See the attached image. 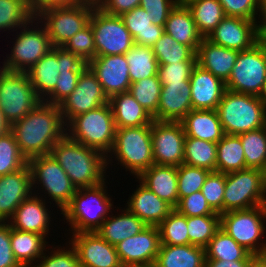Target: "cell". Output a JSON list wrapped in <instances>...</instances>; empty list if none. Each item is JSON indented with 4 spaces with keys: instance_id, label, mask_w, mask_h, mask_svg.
Listing matches in <instances>:
<instances>
[{
    "instance_id": "obj_1",
    "label": "cell",
    "mask_w": 266,
    "mask_h": 267,
    "mask_svg": "<svg viewBox=\"0 0 266 267\" xmlns=\"http://www.w3.org/2000/svg\"><path fill=\"white\" fill-rule=\"evenodd\" d=\"M59 105L41 101L31 112L10 125V131L27 160L51 153L66 134Z\"/></svg>"
},
{
    "instance_id": "obj_2",
    "label": "cell",
    "mask_w": 266,
    "mask_h": 267,
    "mask_svg": "<svg viewBox=\"0 0 266 267\" xmlns=\"http://www.w3.org/2000/svg\"><path fill=\"white\" fill-rule=\"evenodd\" d=\"M50 154L67 173L76 189L96 186L106 180V156L72 140L66 134L53 146Z\"/></svg>"
},
{
    "instance_id": "obj_3",
    "label": "cell",
    "mask_w": 266,
    "mask_h": 267,
    "mask_svg": "<svg viewBox=\"0 0 266 267\" xmlns=\"http://www.w3.org/2000/svg\"><path fill=\"white\" fill-rule=\"evenodd\" d=\"M105 183L77 189L71 202L62 210L72 233L96 232L109 212L112 213V199L107 195Z\"/></svg>"
},
{
    "instance_id": "obj_4",
    "label": "cell",
    "mask_w": 266,
    "mask_h": 267,
    "mask_svg": "<svg viewBox=\"0 0 266 267\" xmlns=\"http://www.w3.org/2000/svg\"><path fill=\"white\" fill-rule=\"evenodd\" d=\"M216 110L224 134L239 135L266 126V105L255 95L226 89Z\"/></svg>"
},
{
    "instance_id": "obj_5",
    "label": "cell",
    "mask_w": 266,
    "mask_h": 267,
    "mask_svg": "<svg viewBox=\"0 0 266 267\" xmlns=\"http://www.w3.org/2000/svg\"><path fill=\"white\" fill-rule=\"evenodd\" d=\"M151 131L152 125L116 129L114 144L106 156V160H108L106 164L109 166L112 161L110 157L114 155L115 159L119 161L118 165L120 163L122 167H125L124 169L138 177L155 164Z\"/></svg>"
},
{
    "instance_id": "obj_6",
    "label": "cell",
    "mask_w": 266,
    "mask_h": 267,
    "mask_svg": "<svg viewBox=\"0 0 266 267\" xmlns=\"http://www.w3.org/2000/svg\"><path fill=\"white\" fill-rule=\"evenodd\" d=\"M65 127L69 138L105 156L113 147L116 126L109 103L73 117Z\"/></svg>"
},
{
    "instance_id": "obj_7",
    "label": "cell",
    "mask_w": 266,
    "mask_h": 267,
    "mask_svg": "<svg viewBox=\"0 0 266 267\" xmlns=\"http://www.w3.org/2000/svg\"><path fill=\"white\" fill-rule=\"evenodd\" d=\"M266 205L220 214V228L253 255L266 254ZM262 240V243L260 242ZM260 243V244H259Z\"/></svg>"
},
{
    "instance_id": "obj_8",
    "label": "cell",
    "mask_w": 266,
    "mask_h": 267,
    "mask_svg": "<svg viewBox=\"0 0 266 267\" xmlns=\"http://www.w3.org/2000/svg\"><path fill=\"white\" fill-rule=\"evenodd\" d=\"M41 101L26 72L0 69V109L9 125L23 118Z\"/></svg>"
},
{
    "instance_id": "obj_9",
    "label": "cell",
    "mask_w": 266,
    "mask_h": 267,
    "mask_svg": "<svg viewBox=\"0 0 266 267\" xmlns=\"http://www.w3.org/2000/svg\"><path fill=\"white\" fill-rule=\"evenodd\" d=\"M265 205L264 171L255 168L226 174L223 213Z\"/></svg>"
},
{
    "instance_id": "obj_10",
    "label": "cell",
    "mask_w": 266,
    "mask_h": 267,
    "mask_svg": "<svg viewBox=\"0 0 266 267\" xmlns=\"http://www.w3.org/2000/svg\"><path fill=\"white\" fill-rule=\"evenodd\" d=\"M95 0H85L77 7L51 8L41 12L36 21L46 28L52 47H63L78 31L89 23Z\"/></svg>"
},
{
    "instance_id": "obj_11",
    "label": "cell",
    "mask_w": 266,
    "mask_h": 267,
    "mask_svg": "<svg viewBox=\"0 0 266 267\" xmlns=\"http://www.w3.org/2000/svg\"><path fill=\"white\" fill-rule=\"evenodd\" d=\"M28 165L32 174V188L36 189L42 184L41 189L44 188V193L62 212L77 191L67 173L51 154L33 157L28 160Z\"/></svg>"
},
{
    "instance_id": "obj_12",
    "label": "cell",
    "mask_w": 266,
    "mask_h": 267,
    "mask_svg": "<svg viewBox=\"0 0 266 267\" xmlns=\"http://www.w3.org/2000/svg\"><path fill=\"white\" fill-rule=\"evenodd\" d=\"M35 21L36 18L21 28L22 30L18 33L19 35L17 34L16 40L13 41L11 54L6 56L7 58L3 62L2 69L27 72L52 49L46 28L42 24L38 27V22L35 23ZM33 23L37 26H34ZM30 26L32 28H29Z\"/></svg>"
},
{
    "instance_id": "obj_13",
    "label": "cell",
    "mask_w": 266,
    "mask_h": 267,
    "mask_svg": "<svg viewBox=\"0 0 266 267\" xmlns=\"http://www.w3.org/2000/svg\"><path fill=\"white\" fill-rule=\"evenodd\" d=\"M266 81V49L256 43L251 49L240 51L226 89L257 96Z\"/></svg>"
},
{
    "instance_id": "obj_14",
    "label": "cell",
    "mask_w": 266,
    "mask_h": 267,
    "mask_svg": "<svg viewBox=\"0 0 266 267\" xmlns=\"http://www.w3.org/2000/svg\"><path fill=\"white\" fill-rule=\"evenodd\" d=\"M91 24L96 56L125 54L133 45V37L120 16L104 13L95 7L91 13Z\"/></svg>"
},
{
    "instance_id": "obj_15",
    "label": "cell",
    "mask_w": 266,
    "mask_h": 267,
    "mask_svg": "<svg viewBox=\"0 0 266 267\" xmlns=\"http://www.w3.org/2000/svg\"><path fill=\"white\" fill-rule=\"evenodd\" d=\"M100 82L87 65L80 74L75 90L59 104L65 125L75 116L108 103Z\"/></svg>"
},
{
    "instance_id": "obj_16",
    "label": "cell",
    "mask_w": 266,
    "mask_h": 267,
    "mask_svg": "<svg viewBox=\"0 0 266 267\" xmlns=\"http://www.w3.org/2000/svg\"><path fill=\"white\" fill-rule=\"evenodd\" d=\"M185 132L181 122H152L153 158L156 165L180 166L184 161Z\"/></svg>"
},
{
    "instance_id": "obj_17",
    "label": "cell",
    "mask_w": 266,
    "mask_h": 267,
    "mask_svg": "<svg viewBox=\"0 0 266 267\" xmlns=\"http://www.w3.org/2000/svg\"><path fill=\"white\" fill-rule=\"evenodd\" d=\"M72 234L68 243L75 248L81 267H123L116 246L104 240L97 232Z\"/></svg>"
},
{
    "instance_id": "obj_18",
    "label": "cell",
    "mask_w": 266,
    "mask_h": 267,
    "mask_svg": "<svg viewBox=\"0 0 266 267\" xmlns=\"http://www.w3.org/2000/svg\"><path fill=\"white\" fill-rule=\"evenodd\" d=\"M158 226H147L137 235L116 245L119 261L123 267L155 263L160 248Z\"/></svg>"
},
{
    "instance_id": "obj_19",
    "label": "cell",
    "mask_w": 266,
    "mask_h": 267,
    "mask_svg": "<svg viewBox=\"0 0 266 267\" xmlns=\"http://www.w3.org/2000/svg\"><path fill=\"white\" fill-rule=\"evenodd\" d=\"M207 39L219 46L239 52L251 49L257 43V22L225 16Z\"/></svg>"
},
{
    "instance_id": "obj_20",
    "label": "cell",
    "mask_w": 266,
    "mask_h": 267,
    "mask_svg": "<svg viewBox=\"0 0 266 267\" xmlns=\"http://www.w3.org/2000/svg\"><path fill=\"white\" fill-rule=\"evenodd\" d=\"M87 65L95 73L108 99L129 91L131 81L125 54L96 56Z\"/></svg>"
},
{
    "instance_id": "obj_21",
    "label": "cell",
    "mask_w": 266,
    "mask_h": 267,
    "mask_svg": "<svg viewBox=\"0 0 266 267\" xmlns=\"http://www.w3.org/2000/svg\"><path fill=\"white\" fill-rule=\"evenodd\" d=\"M32 174L29 165L0 176V222H7L17 207L32 195Z\"/></svg>"
},
{
    "instance_id": "obj_22",
    "label": "cell",
    "mask_w": 266,
    "mask_h": 267,
    "mask_svg": "<svg viewBox=\"0 0 266 267\" xmlns=\"http://www.w3.org/2000/svg\"><path fill=\"white\" fill-rule=\"evenodd\" d=\"M161 84L156 121L181 122L192 110L190 81Z\"/></svg>"
},
{
    "instance_id": "obj_23",
    "label": "cell",
    "mask_w": 266,
    "mask_h": 267,
    "mask_svg": "<svg viewBox=\"0 0 266 267\" xmlns=\"http://www.w3.org/2000/svg\"><path fill=\"white\" fill-rule=\"evenodd\" d=\"M192 109L216 110L226 91L225 82L199 65L190 76Z\"/></svg>"
},
{
    "instance_id": "obj_24",
    "label": "cell",
    "mask_w": 266,
    "mask_h": 267,
    "mask_svg": "<svg viewBox=\"0 0 266 267\" xmlns=\"http://www.w3.org/2000/svg\"><path fill=\"white\" fill-rule=\"evenodd\" d=\"M34 193L26 198L15 210L9 222L11 228L34 232L48 237L50 219L45 199Z\"/></svg>"
},
{
    "instance_id": "obj_25",
    "label": "cell",
    "mask_w": 266,
    "mask_h": 267,
    "mask_svg": "<svg viewBox=\"0 0 266 267\" xmlns=\"http://www.w3.org/2000/svg\"><path fill=\"white\" fill-rule=\"evenodd\" d=\"M139 183V187L127 201L126 209L140 218L147 226H158L173 208L140 181Z\"/></svg>"
},
{
    "instance_id": "obj_26",
    "label": "cell",
    "mask_w": 266,
    "mask_h": 267,
    "mask_svg": "<svg viewBox=\"0 0 266 267\" xmlns=\"http://www.w3.org/2000/svg\"><path fill=\"white\" fill-rule=\"evenodd\" d=\"M239 51L219 46L207 38L202 41L196 52L197 65L226 82L232 72Z\"/></svg>"
},
{
    "instance_id": "obj_27",
    "label": "cell",
    "mask_w": 266,
    "mask_h": 267,
    "mask_svg": "<svg viewBox=\"0 0 266 267\" xmlns=\"http://www.w3.org/2000/svg\"><path fill=\"white\" fill-rule=\"evenodd\" d=\"M137 179L173 209L176 208L179 202L176 166L154 164Z\"/></svg>"
},
{
    "instance_id": "obj_28",
    "label": "cell",
    "mask_w": 266,
    "mask_h": 267,
    "mask_svg": "<svg viewBox=\"0 0 266 267\" xmlns=\"http://www.w3.org/2000/svg\"><path fill=\"white\" fill-rule=\"evenodd\" d=\"M61 71V47H52L26 73L37 96L43 101L56 86Z\"/></svg>"
},
{
    "instance_id": "obj_29",
    "label": "cell",
    "mask_w": 266,
    "mask_h": 267,
    "mask_svg": "<svg viewBox=\"0 0 266 267\" xmlns=\"http://www.w3.org/2000/svg\"><path fill=\"white\" fill-rule=\"evenodd\" d=\"M164 32L177 42L189 46L195 53L203 38L197 31L190 9L181 2H178L170 11L164 25Z\"/></svg>"
},
{
    "instance_id": "obj_30",
    "label": "cell",
    "mask_w": 266,
    "mask_h": 267,
    "mask_svg": "<svg viewBox=\"0 0 266 267\" xmlns=\"http://www.w3.org/2000/svg\"><path fill=\"white\" fill-rule=\"evenodd\" d=\"M181 123L186 138L218 143L225 135L217 110L192 109Z\"/></svg>"
},
{
    "instance_id": "obj_31",
    "label": "cell",
    "mask_w": 266,
    "mask_h": 267,
    "mask_svg": "<svg viewBox=\"0 0 266 267\" xmlns=\"http://www.w3.org/2000/svg\"><path fill=\"white\" fill-rule=\"evenodd\" d=\"M108 103L111 107L116 129L152 125L153 117L129 92L113 95Z\"/></svg>"
},
{
    "instance_id": "obj_32",
    "label": "cell",
    "mask_w": 266,
    "mask_h": 267,
    "mask_svg": "<svg viewBox=\"0 0 266 267\" xmlns=\"http://www.w3.org/2000/svg\"><path fill=\"white\" fill-rule=\"evenodd\" d=\"M109 217V218H108ZM96 231L104 240L116 246L121 241L137 235L147 225L126 208L117 216L109 215Z\"/></svg>"
},
{
    "instance_id": "obj_33",
    "label": "cell",
    "mask_w": 266,
    "mask_h": 267,
    "mask_svg": "<svg viewBox=\"0 0 266 267\" xmlns=\"http://www.w3.org/2000/svg\"><path fill=\"white\" fill-rule=\"evenodd\" d=\"M120 17L131 33L134 44L152 48L164 34V26L153 24L150 16L141 6L123 13Z\"/></svg>"
},
{
    "instance_id": "obj_34",
    "label": "cell",
    "mask_w": 266,
    "mask_h": 267,
    "mask_svg": "<svg viewBox=\"0 0 266 267\" xmlns=\"http://www.w3.org/2000/svg\"><path fill=\"white\" fill-rule=\"evenodd\" d=\"M205 248L196 245H160L157 267H205Z\"/></svg>"
},
{
    "instance_id": "obj_35",
    "label": "cell",
    "mask_w": 266,
    "mask_h": 267,
    "mask_svg": "<svg viewBox=\"0 0 266 267\" xmlns=\"http://www.w3.org/2000/svg\"><path fill=\"white\" fill-rule=\"evenodd\" d=\"M45 238L41 234L20 231L10 226L11 248L17 262L22 267H33L32 263L37 262L44 251L46 253L48 242Z\"/></svg>"
},
{
    "instance_id": "obj_36",
    "label": "cell",
    "mask_w": 266,
    "mask_h": 267,
    "mask_svg": "<svg viewBox=\"0 0 266 267\" xmlns=\"http://www.w3.org/2000/svg\"><path fill=\"white\" fill-rule=\"evenodd\" d=\"M190 9L196 24L197 31L203 38L209 34L225 17L219 0H191L179 1Z\"/></svg>"
},
{
    "instance_id": "obj_37",
    "label": "cell",
    "mask_w": 266,
    "mask_h": 267,
    "mask_svg": "<svg viewBox=\"0 0 266 267\" xmlns=\"http://www.w3.org/2000/svg\"><path fill=\"white\" fill-rule=\"evenodd\" d=\"M239 135L225 134L217 143L216 171L224 174L246 169Z\"/></svg>"
},
{
    "instance_id": "obj_38",
    "label": "cell",
    "mask_w": 266,
    "mask_h": 267,
    "mask_svg": "<svg viewBox=\"0 0 266 267\" xmlns=\"http://www.w3.org/2000/svg\"><path fill=\"white\" fill-rule=\"evenodd\" d=\"M206 259L220 261L250 260L253 256L229 234L219 228L205 247Z\"/></svg>"
},
{
    "instance_id": "obj_39",
    "label": "cell",
    "mask_w": 266,
    "mask_h": 267,
    "mask_svg": "<svg viewBox=\"0 0 266 267\" xmlns=\"http://www.w3.org/2000/svg\"><path fill=\"white\" fill-rule=\"evenodd\" d=\"M125 57L131 83L157 75L159 64L151 47L134 44Z\"/></svg>"
},
{
    "instance_id": "obj_40",
    "label": "cell",
    "mask_w": 266,
    "mask_h": 267,
    "mask_svg": "<svg viewBox=\"0 0 266 267\" xmlns=\"http://www.w3.org/2000/svg\"><path fill=\"white\" fill-rule=\"evenodd\" d=\"M217 143L198 138H185L183 163L210 172L216 171Z\"/></svg>"
},
{
    "instance_id": "obj_41",
    "label": "cell",
    "mask_w": 266,
    "mask_h": 267,
    "mask_svg": "<svg viewBox=\"0 0 266 267\" xmlns=\"http://www.w3.org/2000/svg\"><path fill=\"white\" fill-rule=\"evenodd\" d=\"M32 19L34 16L30 0H0V30L16 31L29 24Z\"/></svg>"
},
{
    "instance_id": "obj_42",
    "label": "cell",
    "mask_w": 266,
    "mask_h": 267,
    "mask_svg": "<svg viewBox=\"0 0 266 267\" xmlns=\"http://www.w3.org/2000/svg\"><path fill=\"white\" fill-rule=\"evenodd\" d=\"M247 168L266 170V126L239 134Z\"/></svg>"
},
{
    "instance_id": "obj_43",
    "label": "cell",
    "mask_w": 266,
    "mask_h": 267,
    "mask_svg": "<svg viewBox=\"0 0 266 267\" xmlns=\"http://www.w3.org/2000/svg\"><path fill=\"white\" fill-rule=\"evenodd\" d=\"M152 49L158 64L197 62L196 53L189 46L177 42L165 32Z\"/></svg>"
},
{
    "instance_id": "obj_44",
    "label": "cell",
    "mask_w": 266,
    "mask_h": 267,
    "mask_svg": "<svg viewBox=\"0 0 266 267\" xmlns=\"http://www.w3.org/2000/svg\"><path fill=\"white\" fill-rule=\"evenodd\" d=\"M162 84L158 76L148 77L131 83L129 93L156 121Z\"/></svg>"
},
{
    "instance_id": "obj_45",
    "label": "cell",
    "mask_w": 266,
    "mask_h": 267,
    "mask_svg": "<svg viewBox=\"0 0 266 267\" xmlns=\"http://www.w3.org/2000/svg\"><path fill=\"white\" fill-rule=\"evenodd\" d=\"M161 245H188L190 244L187 216L173 209L158 225Z\"/></svg>"
},
{
    "instance_id": "obj_46",
    "label": "cell",
    "mask_w": 266,
    "mask_h": 267,
    "mask_svg": "<svg viewBox=\"0 0 266 267\" xmlns=\"http://www.w3.org/2000/svg\"><path fill=\"white\" fill-rule=\"evenodd\" d=\"M187 227L190 244L205 248L220 228V215L187 216Z\"/></svg>"
},
{
    "instance_id": "obj_47",
    "label": "cell",
    "mask_w": 266,
    "mask_h": 267,
    "mask_svg": "<svg viewBox=\"0 0 266 267\" xmlns=\"http://www.w3.org/2000/svg\"><path fill=\"white\" fill-rule=\"evenodd\" d=\"M27 164L13 133L9 130L0 136V176L18 171Z\"/></svg>"
},
{
    "instance_id": "obj_48",
    "label": "cell",
    "mask_w": 266,
    "mask_h": 267,
    "mask_svg": "<svg viewBox=\"0 0 266 267\" xmlns=\"http://www.w3.org/2000/svg\"><path fill=\"white\" fill-rule=\"evenodd\" d=\"M209 173L210 171L206 169L192 167L184 163L178 166L177 179L179 200L182 197H187L192 193L201 191Z\"/></svg>"
},
{
    "instance_id": "obj_49",
    "label": "cell",
    "mask_w": 266,
    "mask_h": 267,
    "mask_svg": "<svg viewBox=\"0 0 266 267\" xmlns=\"http://www.w3.org/2000/svg\"><path fill=\"white\" fill-rule=\"evenodd\" d=\"M66 51L79 56L85 63H89L96 57V48L91 24L88 23L63 46Z\"/></svg>"
},
{
    "instance_id": "obj_50",
    "label": "cell",
    "mask_w": 266,
    "mask_h": 267,
    "mask_svg": "<svg viewBox=\"0 0 266 267\" xmlns=\"http://www.w3.org/2000/svg\"><path fill=\"white\" fill-rule=\"evenodd\" d=\"M226 183V174L210 172L201 188V192L211 208L219 214L223 213V196Z\"/></svg>"
},
{
    "instance_id": "obj_51",
    "label": "cell",
    "mask_w": 266,
    "mask_h": 267,
    "mask_svg": "<svg viewBox=\"0 0 266 267\" xmlns=\"http://www.w3.org/2000/svg\"><path fill=\"white\" fill-rule=\"evenodd\" d=\"M69 245V249L65 247L60 248L59 246L55 249L53 246L49 255L47 256V254L45 255L44 253L39 258V261H37L40 263L36 265L34 264L33 267H81L75 248L71 245V243H69Z\"/></svg>"
},
{
    "instance_id": "obj_52",
    "label": "cell",
    "mask_w": 266,
    "mask_h": 267,
    "mask_svg": "<svg viewBox=\"0 0 266 267\" xmlns=\"http://www.w3.org/2000/svg\"><path fill=\"white\" fill-rule=\"evenodd\" d=\"M225 16L239 17L257 22L262 0H219Z\"/></svg>"
},
{
    "instance_id": "obj_53",
    "label": "cell",
    "mask_w": 266,
    "mask_h": 267,
    "mask_svg": "<svg viewBox=\"0 0 266 267\" xmlns=\"http://www.w3.org/2000/svg\"><path fill=\"white\" fill-rule=\"evenodd\" d=\"M82 70H70L59 74L55 89L43 100L46 103L59 105L76 88Z\"/></svg>"
},
{
    "instance_id": "obj_54",
    "label": "cell",
    "mask_w": 266,
    "mask_h": 267,
    "mask_svg": "<svg viewBox=\"0 0 266 267\" xmlns=\"http://www.w3.org/2000/svg\"><path fill=\"white\" fill-rule=\"evenodd\" d=\"M180 214L193 217L205 215H220L216 213L207 203L201 191L192 193L187 197H182L175 208Z\"/></svg>"
},
{
    "instance_id": "obj_55",
    "label": "cell",
    "mask_w": 266,
    "mask_h": 267,
    "mask_svg": "<svg viewBox=\"0 0 266 267\" xmlns=\"http://www.w3.org/2000/svg\"><path fill=\"white\" fill-rule=\"evenodd\" d=\"M197 62H177L159 64L157 76L160 82H184L190 81V76Z\"/></svg>"
},
{
    "instance_id": "obj_56",
    "label": "cell",
    "mask_w": 266,
    "mask_h": 267,
    "mask_svg": "<svg viewBox=\"0 0 266 267\" xmlns=\"http://www.w3.org/2000/svg\"><path fill=\"white\" fill-rule=\"evenodd\" d=\"M179 0H140V5L146 10L153 24L164 26L170 11Z\"/></svg>"
},
{
    "instance_id": "obj_57",
    "label": "cell",
    "mask_w": 266,
    "mask_h": 267,
    "mask_svg": "<svg viewBox=\"0 0 266 267\" xmlns=\"http://www.w3.org/2000/svg\"><path fill=\"white\" fill-rule=\"evenodd\" d=\"M0 267H22L11 248L9 222H0Z\"/></svg>"
},
{
    "instance_id": "obj_58",
    "label": "cell",
    "mask_w": 266,
    "mask_h": 267,
    "mask_svg": "<svg viewBox=\"0 0 266 267\" xmlns=\"http://www.w3.org/2000/svg\"><path fill=\"white\" fill-rule=\"evenodd\" d=\"M96 7L106 14L121 16L140 5V0H95Z\"/></svg>"
},
{
    "instance_id": "obj_59",
    "label": "cell",
    "mask_w": 266,
    "mask_h": 267,
    "mask_svg": "<svg viewBox=\"0 0 266 267\" xmlns=\"http://www.w3.org/2000/svg\"><path fill=\"white\" fill-rule=\"evenodd\" d=\"M84 1L85 0H33L31 2V9L34 18H36L45 10L61 7H77Z\"/></svg>"
},
{
    "instance_id": "obj_60",
    "label": "cell",
    "mask_w": 266,
    "mask_h": 267,
    "mask_svg": "<svg viewBox=\"0 0 266 267\" xmlns=\"http://www.w3.org/2000/svg\"><path fill=\"white\" fill-rule=\"evenodd\" d=\"M87 66L79 56L72 52L66 51L61 47V71L60 73L70 70H83Z\"/></svg>"
},
{
    "instance_id": "obj_61",
    "label": "cell",
    "mask_w": 266,
    "mask_h": 267,
    "mask_svg": "<svg viewBox=\"0 0 266 267\" xmlns=\"http://www.w3.org/2000/svg\"><path fill=\"white\" fill-rule=\"evenodd\" d=\"M250 260L220 261L215 259H206L205 267H248Z\"/></svg>"
},
{
    "instance_id": "obj_62",
    "label": "cell",
    "mask_w": 266,
    "mask_h": 267,
    "mask_svg": "<svg viewBox=\"0 0 266 267\" xmlns=\"http://www.w3.org/2000/svg\"><path fill=\"white\" fill-rule=\"evenodd\" d=\"M257 43L266 49V18L257 22Z\"/></svg>"
},
{
    "instance_id": "obj_63",
    "label": "cell",
    "mask_w": 266,
    "mask_h": 267,
    "mask_svg": "<svg viewBox=\"0 0 266 267\" xmlns=\"http://www.w3.org/2000/svg\"><path fill=\"white\" fill-rule=\"evenodd\" d=\"M248 267H266V254L253 255Z\"/></svg>"
},
{
    "instance_id": "obj_64",
    "label": "cell",
    "mask_w": 266,
    "mask_h": 267,
    "mask_svg": "<svg viewBox=\"0 0 266 267\" xmlns=\"http://www.w3.org/2000/svg\"><path fill=\"white\" fill-rule=\"evenodd\" d=\"M9 129H10V125L3 118L2 111L0 109V136H2L7 131H9Z\"/></svg>"
},
{
    "instance_id": "obj_65",
    "label": "cell",
    "mask_w": 266,
    "mask_h": 267,
    "mask_svg": "<svg viewBox=\"0 0 266 267\" xmlns=\"http://www.w3.org/2000/svg\"><path fill=\"white\" fill-rule=\"evenodd\" d=\"M257 97L266 105V81L262 84Z\"/></svg>"
},
{
    "instance_id": "obj_66",
    "label": "cell",
    "mask_w": 266,
    "mask_h": 267,
    "mask_svg": "<svg viewBox=\"0 0 266 267\" xmlns=\"http://www.w3.org/2000/svg\"><path fill=\"white\" fill-rule=\"evenodd\" d=\"M258 19L259 18H266V0H262L261 3V14L258 15Z\"/></svg>"
},
{
    "instance_id": "obj_67",
    "label": "cell",
    "mask_w": 266,
    "mask_h": 267,
    "mask_svg": "<svg viewBox=\"0 0 266 267\" xmlns=\"http://www.w3.org/2000/svg\"><path fill=\"white\" fill-rule=\"evenodd\" d=\"M264 194H265V205H266V170L264 171Z\"/></svg>"
},
{
    "instance_id": "obj_68",
    "label": "cell",
    "mask_w": 266,
    "mask_h": 267,
    "mask_svg": "<svg viewBox=\"0 0 266 267\" xmlns=\"http://www.w3.org/2000/svg\"><path fill=\"white\" fill-rule=\"evenodd\" d=\"M132 267H157V265L155 263H151V264H145V265H140V266H132Z\"/></svg>"
}]
</instances>
